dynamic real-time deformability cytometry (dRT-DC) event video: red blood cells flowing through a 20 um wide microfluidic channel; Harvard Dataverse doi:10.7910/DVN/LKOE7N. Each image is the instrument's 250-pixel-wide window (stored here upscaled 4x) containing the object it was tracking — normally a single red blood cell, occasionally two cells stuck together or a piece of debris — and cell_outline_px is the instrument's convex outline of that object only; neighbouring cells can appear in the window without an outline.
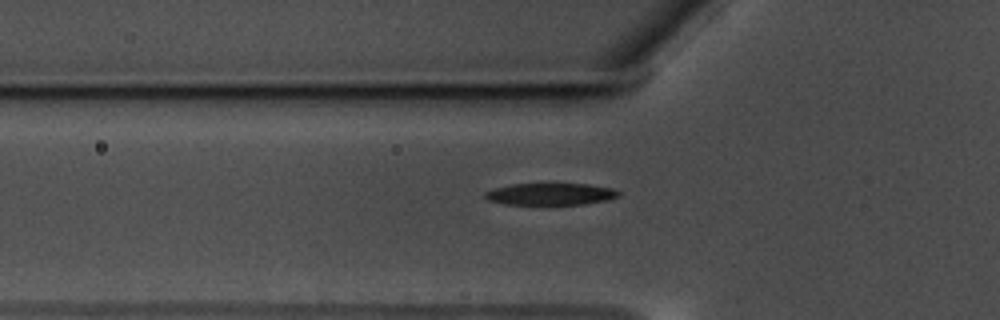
{"species": "common noctule bat (a hibernating species)", "species_latin": "Nyctalus noctula", "temperature_condition": "warm", "stored_images_in_passage": 45, "segment_of_instrument_passage": [1, 2], "camera_frame_rate_fps": 3000, "um_per_image_px": 0.085, "animal": {"sex": "male", "body_mass_g": 17.5, "forearm_length_mm": 52.3}, "frame": {"image": 1, "passage_image": 6, "time_ms": 1.667, "image_size_px": [1000, 320], "cell_outline_px": [[620, 196], [604, 200], [584, 204], [504, 204], [488, 200], [484, 196], [484, 192], [492, 188], [512, 184], [588, 184], [616, 188], [620, 192]], "centroid_in_image_um": [46.79, 16.49], "position_along_channel_um": 79.0, "area_um2": 17.05}}
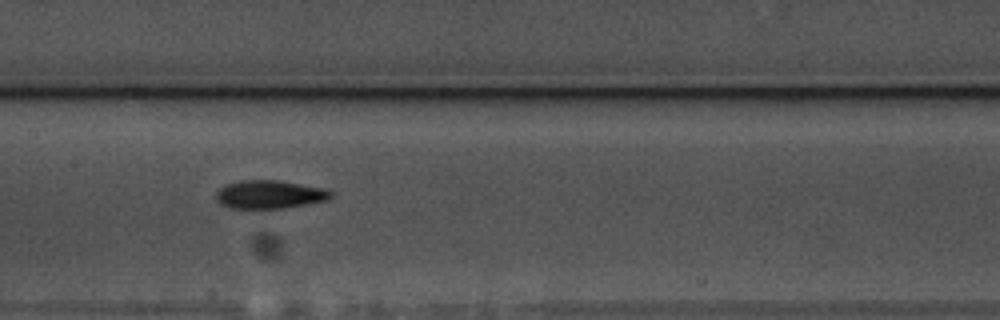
{"frame": {"image": 2, "passage_image": 15, "time_ms": 4.667, "image_size_px": [1000, 320], "cell_outline_px": [[332, 196], [328, 200], [284, 208], [260, 212], [228, 208], [220, 204], [216, 200], [216, 192], [220, 188], [228, 184], [240, 180], [280, 180], [324, 188], [332, 192]], "centroid_in_image_um": [22.86, 16.58], "position_along_channel_um": 184.5, "area_um2": 19.77}}
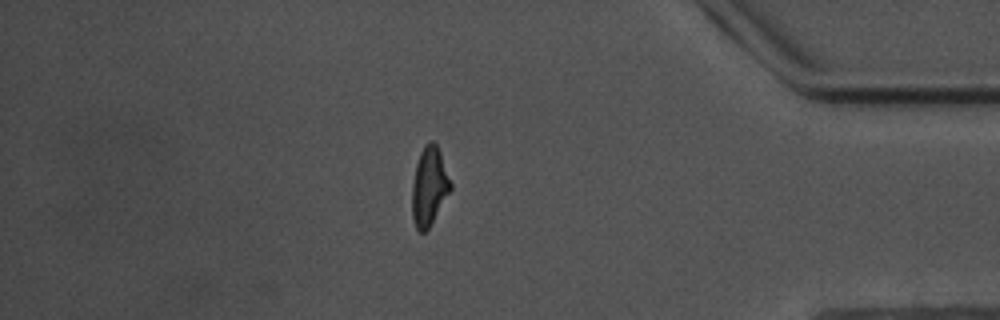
{"frame": {"image": 3, "passage_image": 36, "time_ms": 11.667, "image_size_px": [1000, 320], "cell_outline_px": [[452, 188], [428, 228], [424, 232], [420, 232], [416, 228], [412, 216], [412, 184], [416, 164], [420, 152], [424, 144], [428, 140], [432, 140], [436, 144], [440, 152], [452, 184]], "centroid_in_image_um": [36.47, 15.8], "position_along_channel_um": 398.7, "area_um2": 17.51}}